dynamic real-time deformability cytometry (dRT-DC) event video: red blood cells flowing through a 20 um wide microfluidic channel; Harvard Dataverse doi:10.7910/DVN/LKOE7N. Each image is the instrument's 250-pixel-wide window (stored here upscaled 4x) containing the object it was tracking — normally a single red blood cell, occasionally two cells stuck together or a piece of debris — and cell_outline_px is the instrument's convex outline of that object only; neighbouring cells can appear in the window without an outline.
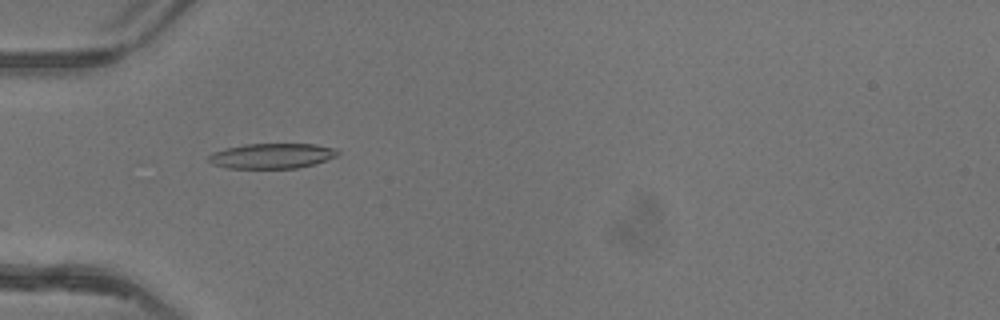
{"species": "common noctule bat (a hibernating species)", "species_latin": "Nyctalus noctula", "temperature_condition": "warm", "stored_images_in_passage": 49, "camera_frame_rate_fps": 3000, "um_per_image_px": 0.085, "animal": {"sex": "female"}, "frame": {"image": 1, "passage_image": 16, "time_ms": 5.0, "image_size_px": [1000, 320], "cell_outline_px": [[340, 152], [336, 156], [312, 164], [296, 168], [228, 168], [212, 164], [208, 160], [208, 156], [212, 152], [224, 148], [244, 144], [316, 144], [336, 148]], "centroid_in_image_um": [23.07, 13.24], "position_along_channel_um": 61.9, "area_um2": 18.9}}
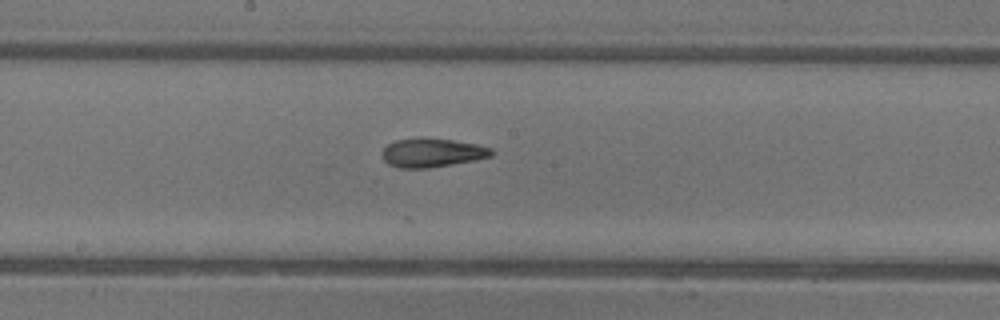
{"frame": {"image": 2, "passage_image": 27, "time_ms": 8.667, "image_size_px": [1000, 320], "cell_outline_px": [[492, 156], [476, 160], [428, 168], [400, 168], [388, 164], [384, 160], [380, 152], [388, 144], [396, 140], [452, 140], [476, 144], [492, 148]], "centroid_in_image_um": [36.73, 13.02], "position_along_channel_um": 211.5, "area_um2": 17.8}}
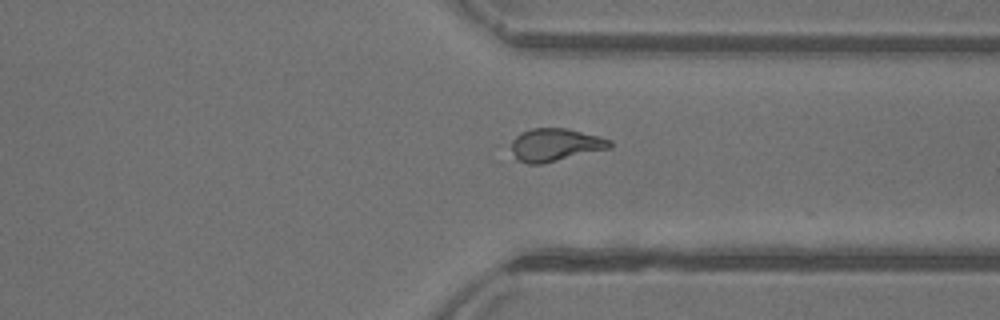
{"frame": {"image": 3, "passage_image": 38, "time_ms": 12.333, "image_size_px": [1000, 320], "cell_outline_px": [[612, 148], [540, 164], [528, 164], [516, 160], [512, 148], [512, 140], [520, 132], [532, 128], [564, 128], [600, 136], [612, 140]], "centroid_in_image_um": [47.21, 12.31], "position_along_channel_um": 364.2, "area_um2": 18.84}, "authors_computed_cell_mechanics": {"area_um2": 18.9006, "velocity_mm_per_s": 4.1949, "shape_relaxation_time_tau1_ms": null, "shape_relaxation_time_tau2_ms": 5.0204, "deformation_change_tau1": null, "deformation_change_tau2": 0.1395}}